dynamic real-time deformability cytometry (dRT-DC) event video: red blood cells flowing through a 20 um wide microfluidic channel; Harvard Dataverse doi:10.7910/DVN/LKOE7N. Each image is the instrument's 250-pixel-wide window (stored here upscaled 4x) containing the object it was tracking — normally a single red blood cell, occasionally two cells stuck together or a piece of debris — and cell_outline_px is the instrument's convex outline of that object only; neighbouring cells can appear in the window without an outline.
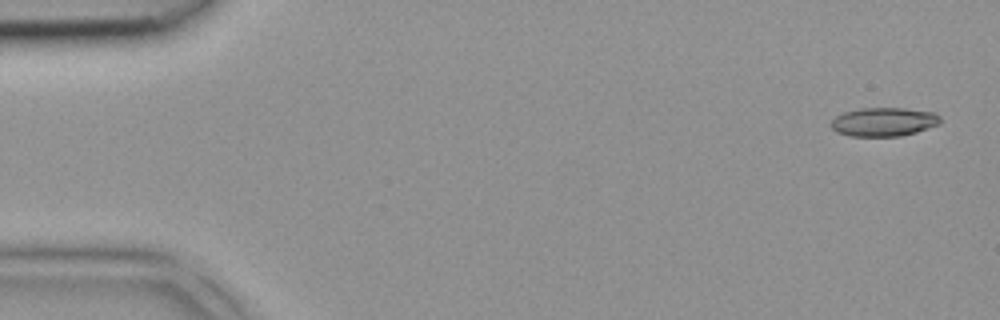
{"species": "common noctule bat (a hibernating species)", "species_latin": "Nyctalus noctula", "temperature_condition": "room temperature", "stored_images_in_passage": 3, "camera_frame_rate_fps": 3000, "um_per_image_px": 0.085, "animal": {"sex": "female", "body_mass_g": 18.4}, "frame": {"image": 1, "passage_image": 1, "time_ms": 0.0, "image_size_px": [1000, 320], "cell_outline_px": [[940, 124], [916, 132], [900, 136], [848, 136], [836, 132], [828, 124], [836, 116], [844, 112], [860, 108], [904, 108], [936, 112], [940, 116]], "centroid_in_image_um": [75.11, 10.36], "position_along_channel_um": 9.9, "area_um2": 18.5}}
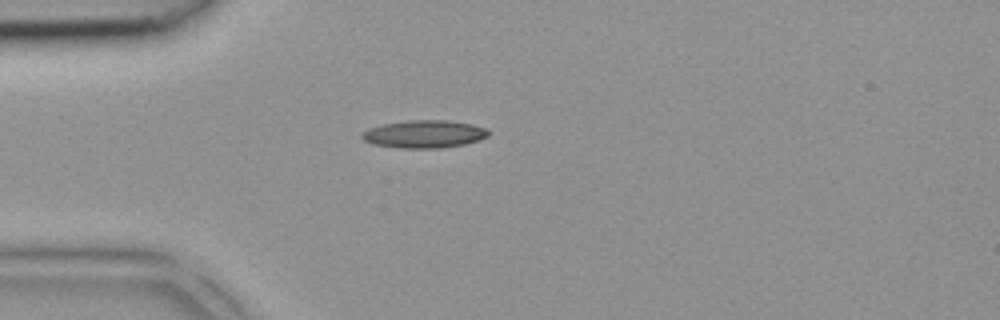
{"frame": {"image": 2, "passage_image": 3, "time_ms": 0.667, "image_size_px": [1000, 320], "cell_outline_px": [[488, 136], [464, 144], [440, 148], [400, 148], [372, 144], [364, 140], [360, 136], [360, 132], [368, 128], [380, 124], [408, 120], [448, 120], [472, 124], [488, 128]], "centroid_in_image_um": [36.0, 11.38], "position_along_channel_um": 49.0, "area_um2": 20.58}}